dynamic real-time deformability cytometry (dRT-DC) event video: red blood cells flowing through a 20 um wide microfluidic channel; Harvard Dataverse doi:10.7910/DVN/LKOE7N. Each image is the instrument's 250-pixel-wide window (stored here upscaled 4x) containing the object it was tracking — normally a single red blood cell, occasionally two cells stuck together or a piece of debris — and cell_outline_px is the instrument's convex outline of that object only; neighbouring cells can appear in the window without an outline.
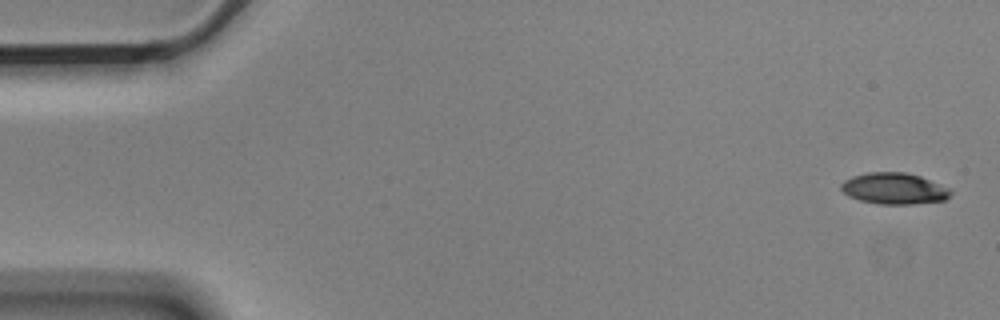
{"species": "Egyptian fruit bat (a non-hibernating species)", "species_latin": "Rousettus aegyptiacus", "temperature_condition": "cold", "stored_images_in_passage": 5, "camera_frame_rate_fps": 3000, "um_per_image_px": 0.085, "animal": {"sex": "male"}, "frame": {"image": 1, "passage_image": 1, "time_ms": 0.0, "image_size_px": [1000, 320], "cell_outline_px": [[952, 192], [944, 200], [912, 204], [880, 204], [860, 200], [848, 196], [840, 188], [840, 184], [844, 180], [852, 176], [868, 172], [904, 172], [920, 176], [952, 188]], "centroid_in_image_um": [76.0, 16.02], "position_along_channel_um": 9.0, "area_um2": 20.06}}